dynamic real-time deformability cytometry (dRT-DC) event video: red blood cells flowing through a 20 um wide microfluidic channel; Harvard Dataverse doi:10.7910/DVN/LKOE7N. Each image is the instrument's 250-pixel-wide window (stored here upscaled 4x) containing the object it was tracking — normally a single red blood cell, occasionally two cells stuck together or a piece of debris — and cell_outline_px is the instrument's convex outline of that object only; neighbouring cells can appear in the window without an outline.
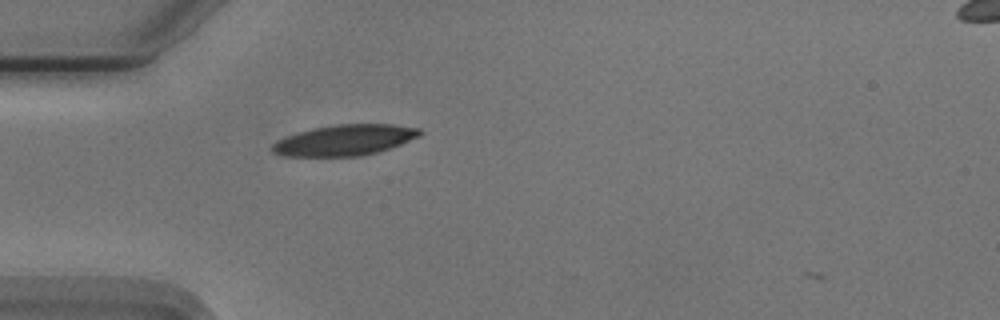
{"species": "Egyptian fruit bat (a non-hibernating species)", "species_latin": "Rousettus aegyptiacus", "temperature_condition": "cold", "stored_images_in_passage": 43, "camera_frame_rate_fps": 3000, "um_per_image_px": 0.085, "animal": {"sex": "male"}, "frame": {"image": 1, "passage_image": 6, "time_ms": 1.667, "image_size_px": [1000, 320], "cell_outline_px": [[424, 132], [420, 136], [400, 144], [376, 152], [360, 156], [284, 156], [272, 152], [268, 148], [276, 140], [312, 128], [336, 124], [392, 124], [420, 128]], "centroid_in_image_um": [29.28, 11.9], "position_along_channel_um": 55.7, "area_um2": 26.47}}
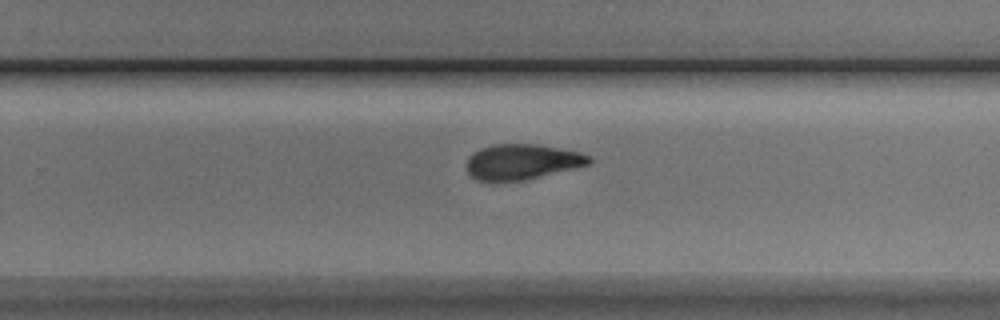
{"frame": {"image": 2, "passage_image": 25, "time_ms": 8.0, "image_size_px": [1000, 320], "cell_outline_px": [[592, 160], [588, 164], [524, 180], [476, 180], [468, 172], [468, 156], [472, 152], [480, 148], [492, 144], [536, 144], [580, 152], [588, 156]], "centroid_in_image_um": [44.33, 13.73], "position_along_channel_um": 285.5, "area_um2": 24.74}}
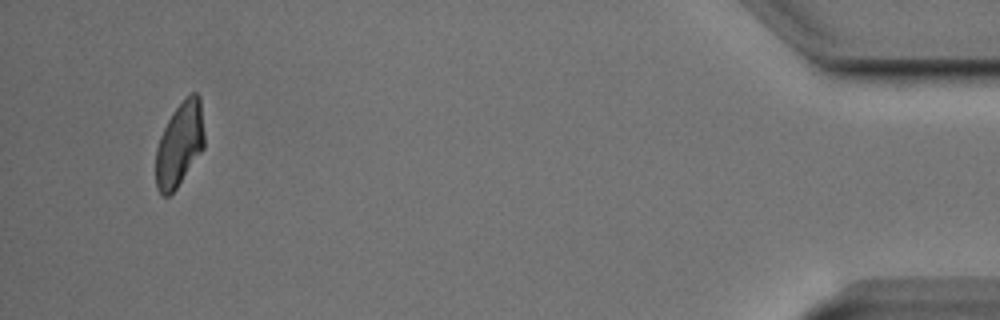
{"frame": {"image": 3, "passage_image": 42, "time_ms": 13.667, "image_size_px": [1000, 320], "cell_outline_px": [[204, 148], [176, 188], [168, 196], [164, 196], [156, 188], [156, 148], [160, 136], [172, 112], [184, 96], [192, 92], [196, 92], [200, 96], [204, 132]], "centroid_in_image_um": [15.27, 12.21], "position_along_channel_um": 419.9, "area_um2": 23.87}}